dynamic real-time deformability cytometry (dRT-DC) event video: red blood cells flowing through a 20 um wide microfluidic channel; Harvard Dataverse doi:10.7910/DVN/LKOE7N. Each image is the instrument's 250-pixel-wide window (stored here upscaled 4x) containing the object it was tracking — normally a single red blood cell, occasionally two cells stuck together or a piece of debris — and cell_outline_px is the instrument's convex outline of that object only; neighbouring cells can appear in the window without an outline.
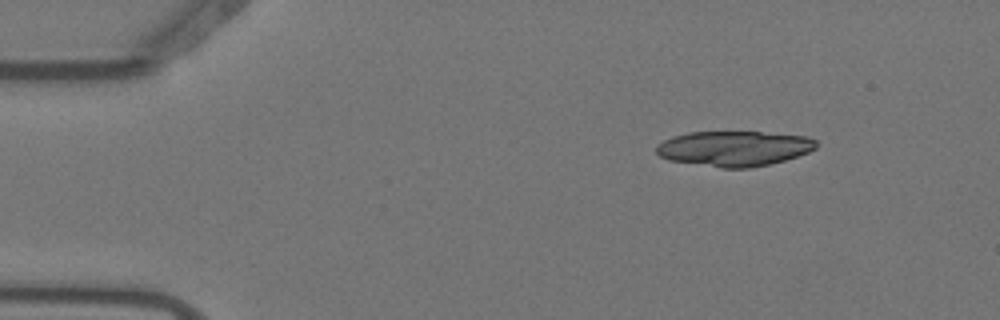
{"species": "Egyptian fruit bat (a non-hibernating species)", "species_latin": "Rousettus aegyptiacus", "temperature_condition": "warm", "stored_images_in_passage": 4, "camera_frame_rate_fps": 3000, "um_per_image_px": 0.085, "animal": {"sex": "female"}, "frame": {"image": 1, "passage_image": 2, "time_ms": 0.333, "image_size_px": [1000, 320], "cell_outline_px": [[816, 148], [808, 152], [784, 160], [768, 164], [748, 168], [724, 168], [668, 160], [660, 156], [656, 152], [656, 144], [672, 136], [688, 132], [760, 132], [808, 136], [816, 140]], "centroid_in_image_um": [62.37, 12.61], "position_along_channel_um": 22.6, "area_um2": 32.71}}